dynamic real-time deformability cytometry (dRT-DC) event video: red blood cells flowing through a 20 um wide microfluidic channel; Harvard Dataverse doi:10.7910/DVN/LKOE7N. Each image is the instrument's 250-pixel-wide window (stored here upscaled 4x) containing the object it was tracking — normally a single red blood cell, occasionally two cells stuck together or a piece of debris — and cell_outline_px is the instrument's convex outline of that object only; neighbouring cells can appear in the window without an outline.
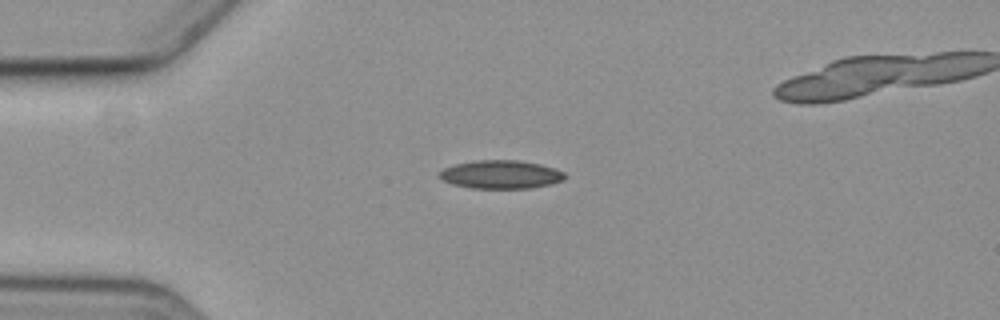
{"species": "common noctule bat (a hibernating species)", "species_latin": "Nyctalus noctula", "temperature_condition": "cold", "stored_images_in_passage": 4, "camera_frame_rate_fps": 3000, "um_per_image_px": 0.085, "animal": {"sex": "female", "body_mass_g": 19.3, "forearm_length_mm": 54.1}, "frame": {"image": 1, "passage_image": 4, "time_ms": 4.667, "image_size_px": [1000, 320], "cell_outline_px": [[564, 180], [548, 184], [528, 188], [472, 188], [452, 184], [440, 180], [440, 172], [444, 168], [456, 164], [472, 160], [520, 160], [540, 164], [556, 168], [564, 172]], "centroid_in_image_um": [42.55, 14.82], "position_along_channel_um": 42.4, "area_um2": 20.69}}